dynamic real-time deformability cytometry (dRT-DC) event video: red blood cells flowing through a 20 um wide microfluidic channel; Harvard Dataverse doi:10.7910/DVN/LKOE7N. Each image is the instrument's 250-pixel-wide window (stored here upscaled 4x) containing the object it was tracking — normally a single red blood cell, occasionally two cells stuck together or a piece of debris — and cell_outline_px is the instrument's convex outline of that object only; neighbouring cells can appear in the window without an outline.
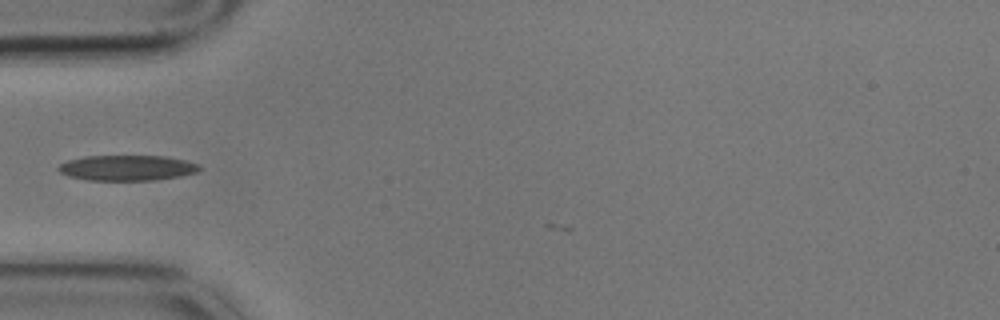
{"species": "common noctule bat (a hibernating species)", "species_latin": "Nyctalus noctula", "temperature_condition": "cold", "stored_images_in_passage": 5, "camera_frame_rate_fps": 3000, "um_per_image_px": 0.085, "animal": {"sex": "male", "body_mass_g": 17.9}, "frame": {"image": 1, "passage_image": 4, "time_ms": 1.0, "image_size_px": [1000, 320], "cell_outline_px": [[200, 168], [196, 172], [180, 176], [152, 180], [88, 180], [68, 176], [60, 172], [56, 168], [60, 164], [68, 160], [88, 156], [164, 156], [184, 160], [200, 164]], "centroid_in_image_um": [10.79, 14.27], "position_along_channel_um": 74.2, "area_um2": 20.75}}